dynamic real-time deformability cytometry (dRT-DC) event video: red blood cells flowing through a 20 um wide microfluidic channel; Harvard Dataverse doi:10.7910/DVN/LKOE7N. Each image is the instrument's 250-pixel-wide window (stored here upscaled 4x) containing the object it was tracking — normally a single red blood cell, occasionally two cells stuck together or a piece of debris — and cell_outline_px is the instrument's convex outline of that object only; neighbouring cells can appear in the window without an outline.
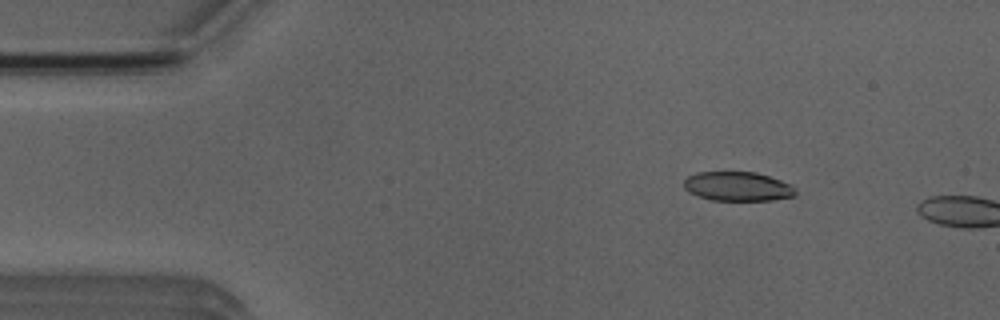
{"species": "Egyptian fruit bat (a non-hibernating species)", "species_latin": "Rousettus aegyptiacus", "temperature_condition": "room temperature", "stored_images_in_passage": 3, "camera_frame_rate_fps": 3000, "um_per_image_px": 0.085, "animal": {"sex": "male"}, "frame": {"image": 1, "passage_image": 2, "time_ms": 1.0, "image_size_px": [1000, 320], "cell_outline_px": [[796, 196], [772, 200], [712, 200], [688, 192], [684, 188], [684, 180], [688, 176], [696, 172], [756, 172], [792, 184], [796, 188]], "centroid_in_image_um": [62.72, 15.84], "position_along_channel_um": 22.3, "area_um2": 19.07}}